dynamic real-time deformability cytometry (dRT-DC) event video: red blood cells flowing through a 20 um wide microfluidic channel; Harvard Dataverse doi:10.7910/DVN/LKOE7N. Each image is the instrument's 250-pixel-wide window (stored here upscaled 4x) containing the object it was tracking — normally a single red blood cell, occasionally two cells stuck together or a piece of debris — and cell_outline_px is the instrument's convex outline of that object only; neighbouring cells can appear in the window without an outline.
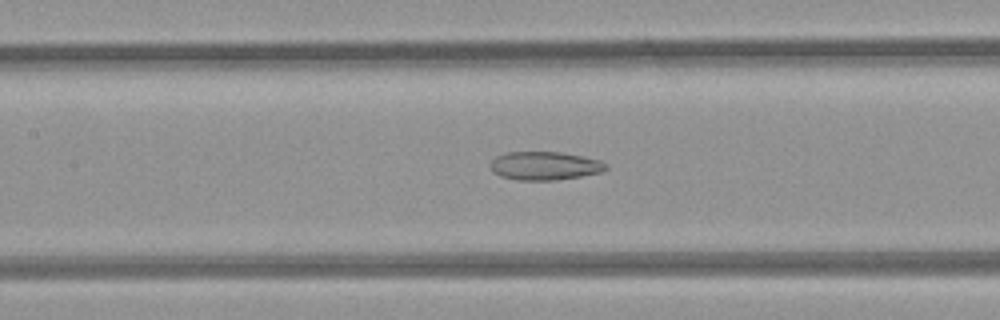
{"species": "common noctule bat (a hibernating species)", "species_latin": "Nyctalus noctula", "temperature_condition": "room temperature", "stored_images_in_passage": 37, "camera_frame_rate_fps": 3000, "um_per_image_px": 0.085, "animal": {"sex": "female", "body_mass_g": 21.9}, "frame": {"image": 1, "passage_image": 10, "time_ms": 3.0, "image_size_px": [1000, 320], "cell_outline_px": [[608, 168], [604, 172], [556, 180], [516, 180], [500, 176], [492, 172], [488, 164], [496, 156], [508, 152], [560, 152], [600, 160], [608, 164]], "centroid_in_image_um": [46.29, 14.1], "position_along_channel_um": 161.1, "area_um2": 19.31}}
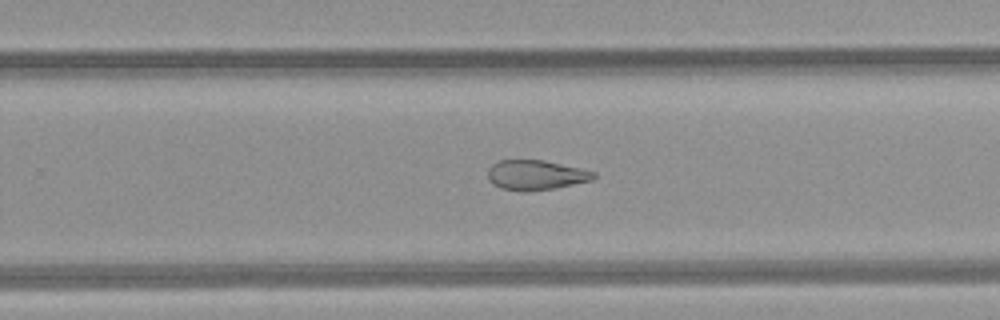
{"frame": {"image": 2, "passage_image": 19, "time_ms": 6.0, "image_size_px": [1000, 320], "cell_outline_px": [[596, 176], [592, 180], [556, 188], [528, 192], [520, 192], [500, 188], [492, 184], [488, 180], [488, 168], [496, 160], [544, 160], [580, 168], [596, 172]], "centroid_in_image_um": [45.51, 14.89], "position_along_channel_um": 284.3, "area_um2": 18.73}}
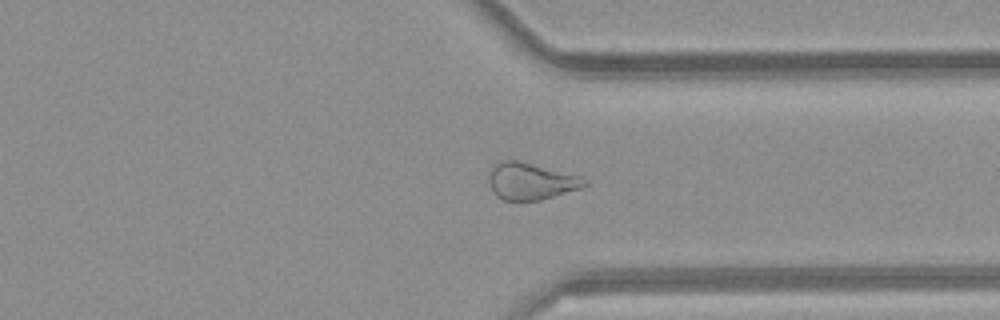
{"frame": {"image": 3, "passage_image": 25, "time_ms": 8.0, "image_size_px": [1000, 320], "cell_outline_px": [[588, 184], [580, 188], [540, 200], [504, 200], [496, 196], [492, 192], [488, 180], [488, 172], [496, 160], [520, 160], [580, 176], [588, 180]], "centroid_in_image_um": [45.06, 15.38], "position_along_channel_um": 366.3, "area_um2": 20.81}, "authors_computed_cell_mechanics": {"area_um2": 20.808, "velocity_mm_per_s": 4.1191, "shape_relaxation_time_tau1_ms": null, "shape_relaxation_time_tau2_ms": 4.3479, "deformation_change_tau1": null, "deformation_change_tau2": 0.1215}}